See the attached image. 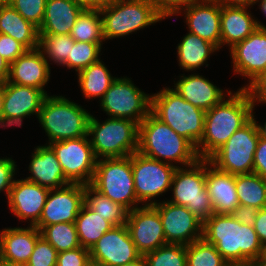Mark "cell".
Here are the masks:
<instances>
[{"label": "cell", "mask_w": 266, "mask_h": 266, "mask_svg": "<svg viewBox=\"0 0 266 266\" xmlns=\"http://www.w3.org/2000/svg\"><path fill=\"white\" fill-rule=\"evenodd\" d=\"M232 70L248 78L249 83L266 69V28H257L246 39L230 49Z\"/></svg>", "instance_id": "19"}, {"label": "cell", "mask_w": 266, "mask_h": 266, "mask_svg": "<svg viewBox=\"0 0 266 266\" xmlns=\"http://www.w3.org/2000/svg\"><path fill=\"white\" fill-rule=\"evenodd\" d=\"M177 45L179 66L186 71L197 70L207 63L211 53L219 51L211 42L190 32Z\"/></svg>", "instance_id": "30"}, {"label": "cell", "mask_w": 266, "mask_h": 266, "mask_svg": "<svg viewBox=\"0 0 266 266\" xmlns=\"http://www.w3.org/2000/svg\"><path fill=\"white\" fill-rule=\"evenodd\" d=\"M3 82H0V127H2V112H3Z\"/></svg>", "instance_id": "55"}, {"label": "cell", "mask_w": 266, "mask_h": 266, "mask_svg": "<svg viewBox=\"0 0 266 266\" xmlns=\"http://www.w3.org/2000/svg\"><path fill=\"white\" fill-rule=\"evenodd\" d=\"M3 112L2 127L12 125L22 126L27 116L40 114L42 104L47 97V91L30 86L3 82Z\"/></svg>", "instance_id": "16"}, {"label": "cell", "mask_w": 266, "mask_h": 266, "mask_svg": "<svg viewBox=\"0 0 266 266\" xmlns=\"http://www.w3.org/2000/svg\"><path fill=\"white\" fill-rule=\"evenodd\" d=\"M90 115V112L65 96L48 94L38 121L48 136V143H53L87 136Z\"/></svg>", "instance_id": "5"}, {"label": "cell", "mask_w": 266, "mask_h": 266, "mask_svg": "<svg viewBox=\"0 0 266 266\" xmlns=\"http://www.w3.org/2000/svg\"><path fill=\"white\" fill-rule=\"evenodd\" d=\"M50 65L39 48L27 50L10 64L7 82L43 89L50 80Z\"/></svg>", "instance_id": "23"}, {"label": "cell", "mask_w": 266, "mask_h": 266, "mask_svg": "<svg viewBox=\"0 0 266 266\" xmlns=\"http://www.w3.org/2000/svg\"><path fill=\"white\" fill-rule=\"evenodd\" d=\"M151 112L178 135L198 146L204 134L205 110L185 101L172 88L165 87L151 95Z\"/></svg>", "instance_id": "4"}, {"label": "cell", "mask_w": 266, "mask_h": 266, "mask_svg": "<svg viewBox=\"0 0 266 266\" xmlns=\"http://www.w3.org/2000/svg\"><path fill=\"white\" fill-rule=\"evenodd\" d=\"M173 204L185 206L200 221L204 222L213 213L214 208L206 189V160L199 159L193 165L177 167L171 182Z\"/></svg>", "instance_id": "8"}, {"label": "cell", "mask_w": 266, "mask_h": 266, "mask_svg": "<svg viewBox=\"0 0 266 266\" xmlns=\"http://www.w3.org/2000/svg\"><path fill=\"white\" fill-rule=\"evenodd\" d=\"M56 266H92L90 250L81 246L73 250L60 252L58 253Z\"/></svg>", "instance_id": "43"}, {"label": "cell", "mask_w": 266, "mask_h": 266, "mask_svg": "<svg viewBox=\"0 0 266 266\" xmlns=\"http://www.w3.org/2000/svg\"><path fill=\"white\" fill-rule=\"evenodd\" d=\"M196 1H217V2H220V0H196Z\"/></svg>", "instance_id": "62"}, {"label": "cell", "mask_w": 266, "mask_h": 266, "mask_svg": "<svg viewBox=\"0 0 266 266\" xmlns=\"http://www.w3.org/2000/svg\"><path fill=\"white\" fill-rule=\"evenodd\" d=\"M84 8L73 0H46L43 22L39 34L70 35Z\"/></svg>", "instance_id": "28"}, {"label": "cell", "mask_w": 266, "mask_h": 266, "mask_svg": "<svg viewBox=\"0 0 266 266\" xmlns=\"http://www.w3.org/2000/svg\"><path fill=\"white\" fill-rule=\"evenodd\" d=\"M9 4L36 27L41 26L46 0H9Z\"/></svg>", "instance_id": "41"}, {"label": "cell", "mask_w": 266, "mask_h": 266, "mask_svg": "<svg viewBox=\"0 0 266 266\" xmlns=\"http://www.w3.org/2000/svg\"><path fill=\"white\" fill-rule=\"evenodd\" d=\"M80 245L90 248L114 225L83 204L75 220Z\"/></svg>", "instance_id": "32"}, {"label": "cell", "mask_w": 266, "mask_h": 266, "mask_svg": "<svg viewBox=\"0 0 266 266\" xmlns=\"http://www.w3.org/2000/svg\"><path fill=\"white\" fill-rule=\"evenodd\" d=\"M159 213L167 244L189 245L202 238L203 222L185 206L169 201L153 205Z\"/></svg>", "instance_id": "15"}, {"label": "cell", "mask_w": 266, "mask_h": 266, "mask_svg": "<svg viewBox=\"0 0 266 266\" xmlns=\"http://www.w3.org/2000/svg\"><path fill=\"white\" fill-rule=\"evenodd\" d=\"M260 136L266 139V122L264 125L257 123Z\"/></svg>", "instance_id": "57"}, {"label": "cell", "mask_w": 266, "mask_h": 266, "mask_svg": "<svg viewBox=\"0 0 266 266\" xmlns=\"http://www.w3.org/2000/svg\"><path fill=\"white\" fill-rule=\"evenodd\" d=\"M78 75V83L86 99L103 98L112 82L117 78L111 73L100 59L81 70Z\"/></svg>", "instance_id": "31"}, {"label": "cell", "mask_w": 266, "mask_h": 266, "mask_svg": "<svg viewBox=\"0 0 266 266\" xmlns=\"http://www.w3.org/2000/svg\"><path fill=\"white\" fill-rule=\"evenodd\" d=\"M50 189L26 179L14 181L8 196V207L18 219L35 225L42 214Z\"/></svg>", "instance_id": "21"}, {"label": "cell", "mask_w": 266, "mask_h": 266, "mask_svg": "<svg viewBox=\"0 0 266 266\" xmlns=\"http://www.w3.org/2000/svg\"><path fill=\"white\" fill-rule=\"evenodd\" d=\"M70 36L75 41L103 45L102 17L99 9H84L78 16Z\"/></svg>", "instance_id": "35"}, {"label": "cell", "mask_w": 266, "mask_h": 266, "mask_svg": "<svg viewBox=\"0 0 266 266\" xmlns=\"http://www.w3.org/2000/svg\"><path fill=\"white\" fill-rule=\"evenodd\" d=\"M221 47L231 49L252 34L257 28H266L249 13L246 7L221 5Z\"/></svg>", "instance_id": "27"}, {"label": "cell", "mask_w": 266, "mask_h": 266, "mask_svg": "<svg viewBox=\"0 0 266 266\" xmlns=\"http://www.w3.org/2000/svg\"><path fill=\"white\" fill-rule=\"evenodd\" d=\"M0 266H25V265H11L0 262Z\"/></svg>", "instance_id": "59"}, {"label": "cell", "mask_w": 266, "mask_h": 266, "mask_svg": "<svg viewBox=\"0 0 266 266\" xmlns=\"http://www.w3.org/2000/svg\"><path fill=\"white\" fill-rule=\"evenodd\" d=\"M257 211L253 206L238 205L230 215L242 224L254 226Z\"/></svg>", "instance_id": "49"}, {"label": "cell", "mask_w": 266, "mask_h": 266, "mask_svg": "<svg viewBox=\"0 0 266 266\" xmlns=\"http://www.w3.org/2000/svg\"><path fill=\"white\" fill-rule=\"evenodd\" d=\"M260 3L258 6L260 11L266 16V0H256L255 4Z\"/></svg>", "instance_id": "56"}, {"label": "cell", "mask_w": 266, "mask_h": 266, "mask_svg": "<svg viewBox=\"0 0 266 266\" xmlns=\"http://www.w3.org/2000/svg\"><path fill=\"white\" fill-rule=\"evenodd\" d=\"M102 47L97 43L75 41L71 46V56L62 65L68 69H75L77 73L100 59Z\"/></svg>", "instance_id": "40"}, {"label": "cell", "mask_w": 266, "mask_h": 266, "mask_svg": "<svg viewBox=\"0 0 266 266\" xmlns=\"http://www.w3.org/2000/svg\"><path fill=\"white\" fill-rule=\"evenodd\" d=\"M253 227L264 247L266 245V207L257 211Z\"/></svg>", "instance_id": "50"}, {"label": "cell", "mask_w": 266, "mask_h": 266, "mask_svg": "<svg viewBox=\"0 0 266 266\" xmlns=\"http://www.w3.org/2000/svg\"><path fill=\"white\" fill-rule=\"evenodd\" d=\"M100 14L104 40L127 36L165 19L149 0H110Z\"/></svg>", "instance_id": "7"}, {"label": "cell", "mask_w": 266, "mask_h": 266, "mask_svg": "<svg viewBox=\"0 0 266 266\" xmlns=\"http://www.w3.org/2000/svg\"><path fill=\"white\" fill-rule=\"evenodd\" d=\"M147 266H186V246L166 244L143 255Z\"/></svg>", "instance_id": "39"}, {"label": "cell", "mask_w": 266, "mask_h": 266, "mask_svg": "<svg viewBox=\"0 0 266 266\" xmlns=\"http://www.w3.org/2000/svg\"><path fill=\"white\" fill-rule=\"evenodd\" d=\"M29 163L30 176L26 180L48 189H58L71 184L65 177L53 149L49 145L37 146Z\"/></svg>", "instance_id": "25"}, {"label": "cell", "mask_w": 266, "mask_h": 266, "mask_svg": "<svg viewBox=\"0 0 266 266\" xmlns=\"http://www.w3.org/2000/svg\"><path fill=\"white\" fill-rule=\"evenodd\" d=\"M88 136L97 160L127 157L138 150L139 124L113 117L99 122L90 115Z\"/></svg>", "instance_id": "6"}, {"label": "cell", "mask_w": 266, "mask_h": 266, "mask_svg": "<svg viewBox=\"0 0 266 266\" xmlns=\"http://www.w3.org/2000/svg\"><path fill=\"white\" fill-rule=\"evenodd\" d=\"M253 172L266 180V139L261 136L254 154Z\"/></svg>", "instance_id": "48"}, {"label": "cell", "mask_w": 266, "mask_h": 266, "mask_svg": "<svg viewBox=\"0 0 266 266\" xmlns=\"http://www.w3.org/2000/svg\"><path fill=\"white\" fill-rule=\"evenodd\" d=\"M120 266H147V264L144 256L142 255L140 258L136 259L135 261Z\"/></svg>", "instance_id": "54"}, {"label": "cell", "mask_w": 266, "mask_h": 266, "mask_svg": "<svg viewBox=\"0 0 266 266\" xmlns=\"http://www.w3.org/2000/svg\"><path fill=\"white\" fill-rule=\"evenodd\" d=\"M213 244L203 238L186 246V266H227Z\"/></svg>", "instance_id": "38"}, {"label": "cell", "mask_w": 266, "mask_h": 266, "mask_svg": "<svg viewBox=\"0 0 266 266\" xmlns=\"http://www.w3.org/2000/svg\"><path fill=\"white\" fill-rule=\"evenodd\" d=\"M10 72V63L0 55V82H5L8 79Z\"/></svg>", "instance_id": "53"}, {"label": "cell", "mask_w": 266, "mask_h": 266, "mask_svg": "<svg viewBox=\"0 0 266 266\" xmlns=\"http://www.w3.org/2000/svg\"><path fill=\"white\" fill-rule=\"evenodd\" d=\"M245 89L248 92L254 107L256 102L266 104V69Z\"/></svg>", "instance_id": "46"}, {"label": "cell", "mask_w": 266, "mask_h": 266, "mask_svg": "<svg viewBox=\"0 0 266 266\" xmlns=\"http://www.w3.org/2000/svg\"><path fill=\"white\" fill-rule=\"evenodd\" d=\"M84 204V185L68 184L50 189L39 221L34 225L39 231L57 223H75Z\"/></svg>", "instance_id": "17"}, {"label": "cell", "mask_w": 266, "mask_h": 266, "mask_svg": "<svg viewBox=\"0 0 266 266\" xmlns=\"http://www.w3.org/2000/svg\"><path fill=\"white\" fill-rule=\"evenodd\" d=\"M84 9H101L110 0H73Z\"/></svg>", "instance_id": "51"}, {"label": "cell", "mask_w": 266, "mask_h": 266, "mask_svg": "<svg viewBox=\"0 0 266 266\" xmlns=\"http://www.w3.org/2000/svg\"><path fill=\"white\" fill-rule=\"evenodd\" d=\"M100 102L108 117L130 119L138 124L151 112V95L141 91L128 77H117Z\"/></svg>", "instance_id": "11"}, {"label": "cell", "mask_w": 266, "mask_h": 266, "mask_svg": "<svg viewBox=\"0 0 266 266\" xmlns=\"http://www.w3.org/2000/svg\"><path fill=\"white\" fill-rule=\"evenodd\" d=\"M141 256L126 224L114 226L90 248L93 266H120L133 262Z\"/></svg>", "instance_id": "14"}, {"label": "cell", "mask_w": 266, "mask_h": 266, "mask_svg": "<svg viewBox=\"0 0 266 266\" xmlns=\"http://www.w3.org/2000/svg\"><path fill=\"white\" fill-rule=\"evenodd\" d=\"M84 204L114 226L126 224L129 210L100 194L90 184L84 185Z\"/></svg>", "instance_id": "33"}, {"label": "cell", "mask_w": 266, "mask_h": 266, "mask_svg": "<svg viewBox=\"0 0 266 266\" xmlns=\"http://www.w3.org/2000/svg\"><path fill=\"white\" fill-rule=\"evenodd\" d=\"M131 164L136 198L139 203L147 206L157 204L155 198L171 189L174 171L179 167L147 157L138 151L131 155Z\"/></svg>", "instance_id": "12"}, {"label": "cell", "mask_w": 266, "mask_h": 266, "mask_svg": "<svg viewBox=\"0 0 266 266\" xmlns=\"http://www.w3.org/2000/svg\"><path fill=\"white\" fill-rule=\"evenodd\" d=\"M139 153L161 162L187 167L200 158L196 147L150 112L139 124ZM174 162V163H173Z\"/></svg>", "instance_id": "3"}, {"label": "cell", "mask_w": 266, "mask_h": 266, "mask_svg": "<svg viewBox=\"0 0 266 266\" xmlns=\"http://www.w3.org/2000/svg\"><path fill=\"white\" fill-rule=\"evenodd\" d=\"M206 189L214 213L231 214L239 205L235 175L217 169L209 160H206Z\"/></svg>", "instance_id": "26"}, {"label": "cell", "mask_w": 266, "mask_h": 266, "mask_svg": "<svg viewBox=\"0 0 266 266\" xmlns=\"http://www.w3.org/2000/svg\"><path fill=\"white\" fill-rule=\"evenodd\" d=\"M262 258L266 259V245L264 246V253Z\"/></svg>", "instance_id": "61"}, {"label": "cell", "mask_w": 266, "mask_h": 266, "mask_svg": "<svg viewBox=\"0 0 266 266\" xmlns=\"http://www.w3.org/2000/svg\"><path fill=\"white\" fill-rule=\"evenodd\" d=\"M16 167V162L12 158H0V193L5 191L7 199L15 181Z\"/></svg>", "instance_id": "45"}, {"label": "cell", "mask_w": 266, "mask_h": 266, "mask_svg": "<svg viewBox=\"0 0 266 266\" xmlns=\"http://www.w3.org/2000/svg\"><path fill=\"white\" fill-rule=\"evenodd\" d=\"M75 40L70 35L39 34L38 48L43 53L44 58L57 65H63L68 56H71V46Z\"/></svg>", "instance_id": "37"}, {"label": "cell", "mask_w": 266, "mask_h": 266, "mask_svg": "<svg viewBox=\"0 0 266 266\" xmlns=\"http://www.w3.org/2000/svg\"><path fill=\"white\" fill-rule=\"evenodd\" d=\"M57 258L58 251L40 236L25 266H56Z\"/></svg>", "instance_id": "42"}, {"label": "cell", "mask_w": 266, "mask_h": 266, "mask_svg": "<svg viewBox=\"0 0 266 266\" xmlns=\"http://www.w3.org/2000/svg\"><path fill=\"white\" fill-rule=\"evenodd\" d=\"M184 11V12H182ZM185 14L188 32L196 34L221 49V4L217 1H192L175 15Z\"/></svg>", "instance_id": "20"}, {"label": "cell", "mask_w": 266, "mask_h": 266, "mask_svg": "<svg viewBox=\"0 0 266 266\" xmlns=\"http://www.w3.org/2000/svg\"><path fill=\"white\" fill-rule=\"evenodd\" d=\"M126 225L135 247L142 255L167 244L161 218L153 205H143L129 211Z\"/></svg>", "instance_id": "18"}, {"label": "cell", "mask_w": 266, "mask_h": 266, "mask_svg": "<svg viewBox=\"0 0 266 266\" xmlns=\"http://www.w3.org/2000/svg\"><path fill=\"white\" fill-rule=\"evenodd\" d=\"M179 77L181 78L174 83V88L172 89L185 101L205 111L220 103L231 92L229 90L225 94L224 90L197 73L188 76L183 74Z\"/></svg>", "instance_id": "24"}, {"label": "cell", "mask_w": 266, "mask_h": 266, "mask_svg": "<svg viewBox=\"0 0 266 266\" xmlns=\"http://www.w3.org/2000/svg\"><path fill=\"white\" fill-rule=\"evenodd\" d=\"M228 97L206 111L204 134L196 147L200 159L208 160L252 118L254 106L245 88L230 92Z\"/></svg>", "instance_id": "2"}, {"label": "cell", "mask_w": 266, "mask_h": 266, "mask_svg": "<svg viewBox=\"0 0 266 266\" xmlns=\"http://www.w3.org/2000/svg\"><path fill=\"white\" fill-rule=\"evenodd\" d=\"M254 113L252 118L228 139L208 160L217 169L232 175L253 172L254 154L260 137Z\"/></svg>", "instance_id": "10"}, {"label": "cell", "mask_w": 266, "mask_h": 266, "mask_svg": "<svg viewBox=\"0 0 266 266\" xmlns=\"http://www.w3.org/2000/svg\"><path fill=\"white\" fill-rule=\"evenodd\" d=\"M202 238L213 244L228 264L251 266L263 257L264 247L254 227L230 214L213 213L203 222Z\"/></svg>", "instance_id": "1"}, {"label": "cell", "mask_w": 266, "mask_h": 266, "mask_svg": "<svg viewBox=\"0 0 266 266\" xmlns=\"http://www.w3.org/2000/svg\"><path fill=\"white\" fill-rule=\"evenodd\" d=\"M251 266H266V259L262 258L259 261L253 263Z\"/></svg>", "instance_id": "58"}, {"label": "cell", "mask_w": 266, "mask_h": 266, "mask_svg": "<svg viewBox=\"0 0 266 266\" xmlns=\"http://www.w3.org/2000/svg\"><path fill=\"white\" fill-rule=\"evenodd\" d=\"M27 50L28 49L16 39L0 33V55L10 64Z\"/></svg>", "instance_id": "44"}, {"label": "cell", "mask_w": 266, "mask_h": 266, "mask_svg": "<svg viewBox=\"0 0 266 266\" xmlns=\"http://www.w3.org/2000/svg\"><path fill=\"white\" fill-rule=\"evenodd\" d=\"M43 236L58 253L81 247L75 223H57L45 226L41 231Z\"/></svg>", "instance_id": "36"}, {"label": "cell", "mask_w": 266, "mask_h": 266, "mask_svg": "<svg viewBox=\"0 0 266 266\" xmlns=\"http://www.w3.org/2000/svg\"><path fill=\"white\" fill-rule=\"evenodd\" d=\"M7 3H9V0H0V5L1 4H7Z\"/></svg>", "instance_id": "60"}, {"label": "cell", "mask_w": 266, "mask_h": 266, "mask_svg": "<svg viewBox=\"0 0 266 266\" xmlns=\"http://www.w3.org/2000/svg\"><path fill=\"white\" fill-rule=\"evenodd\" d=\"M227 266H240V265H236V264H228Z\"/></svg>", "instance_id": "63"}, {"label": "cell", "mask_w": 266, "mask_h": 266, "mask_svg": "<svg viewBox=\"0 0 266 266\" xmlns=\"http://www.w3.org/2000/svg\"><path fill=\"white\" fill-rule=\"evenodd\" d=\"M41 232L34 226L4 228L0 231V262L26 265Z\"/></svg>", "instance_id": "22"}, {"label": "cell", "mask_w": 266, "mask_h": 266, "mask_svg": "<svg viewBox=\"0 0 266 266\" xmlns=\"http://www.w3.org/2000/svg\"><path fill=\"white\" fill-rule=\"evenodd\" d=\"M155 9L165 18L174 16L181 8L195 0H149Z\"/></svg>", "instance_id": "47"}, {"label": "cell", "mask_w": 266, "mask_h": 266, "mask_svg": "<svg viewBox=\"0 0 266 266\" xmlns=\"http://www.w3.org/2000/svg\"><path fill=\"white\" fill-rule=\"evenodd\" d=\"M90 185L100 194L115 203L122 204L129 211L139 207L132 174L131 155L97 160Z\"/></svg>", "instance_id": "9"}, {"label": "cell", "mask_w": 266, "mask_h": 266, "mask_svg": "<svg viewBox=\"0 0 266 266\" xmlns=\"http://www.w3.org/2000/svg\"><path fill=\"white\" fill-rule=\"evenodd\" d=\"M47 144L53 149L66 179L71 184H91L97 159L88 135Z\"/></svg>", "instance_id": "13"}, {"label": "cell", "mask_w": 266, "mask_h": 266, "mask_svg": "<svg viewBox=\"0 0 266 266\" xmlns=\"http://www.w3.org/2000/svg\"><path fill=\"white\" fill-rule=\"evenodd\" d=\"M0 33L11 36L28 50L39 46V31L9 3L0 5Z\"/></svg>", "instance_id": "29"}, {"label": "cell", "mask_w": 266, "mask_h": 266, "mask_svg": "<svg viewBox=\"0 0 266 266\" xmlns=\"http://www.w3.org/2000/svg\"><path fill=\"white\" fill-rule=\"evenodd\" d=\"M256 0H220L221 5L230 7H246L250 9L255 5Z\"/></svg>", "instance_id": "52"}, {"label": "cell", "mask_w": 266, "mask_h": 266, "mask_svg": "<svg viewBox=\"0 0 266 266\" xmlns=\"http://www.w3.org/2000/svg\"><path fill=\"white\" fill-rule=\"evenodd\" d=\"M235 186L239 205L266 207V180L256 173L235 175Z\"/></svg>", "instance_id": "34"}]
</instances>
